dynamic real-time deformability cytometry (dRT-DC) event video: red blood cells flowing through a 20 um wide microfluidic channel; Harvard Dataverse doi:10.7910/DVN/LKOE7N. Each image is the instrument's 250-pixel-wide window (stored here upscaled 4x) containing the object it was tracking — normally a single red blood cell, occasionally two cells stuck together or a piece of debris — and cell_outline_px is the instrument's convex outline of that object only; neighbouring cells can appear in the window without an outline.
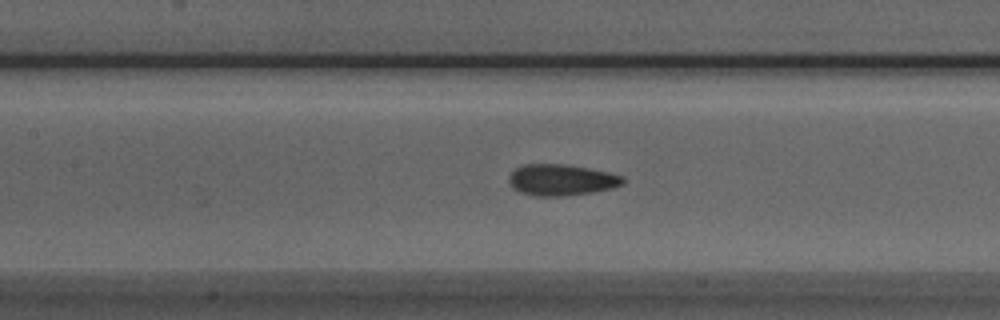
{"species": "Egyptian fruit bat (a non-hibernating species)", "species_latin": "Rousettus aegyptiacus", "temperature_condition": "room temperature", "stored_images_in_passage": 36, "camera_frame_rate_fps": 3000, "um_per_image_px": 0.085, "animal": {"sex": "male"}, "frame": {"image": 1, "passage_image": 16, "time_ms": 5.0, "image_size_px": [1000, 320], "cell_outline_px": [[624, 184], [612, 188], [592, 192], [560, 196], [536, 196], [520, 192], [512, 188], [508, 180], [508, 176], [516, 168], [524, 164], [564, 164], [588, 168], [608, 172], [624, 176]], "centroid_in_image_um": [47.7, 15.29], "position_along_channel_um": 159.7, "area_um2": 20.75}}
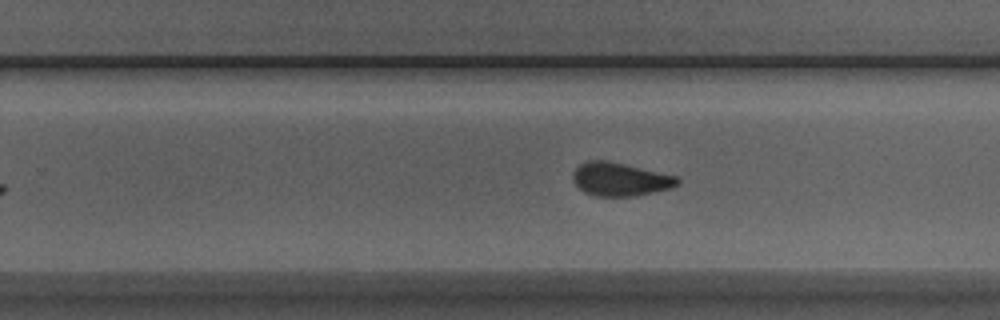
{"frame": {"image": 2, "passage_image": 25, "time_ms": 8.0, "image_size_px": [1000, 320], "cell_outline_px": [[680, 184], [672, 188], [636, 196], [596, 196], [584, 192], [572, 180], [572, 172], [580, 164], [588, 160], [604, 160], [680, 176]], "centroid_in_image_um": [52.74, 15.24], "position_along_channel_um": 277.1, "area_um2": 20.46}}
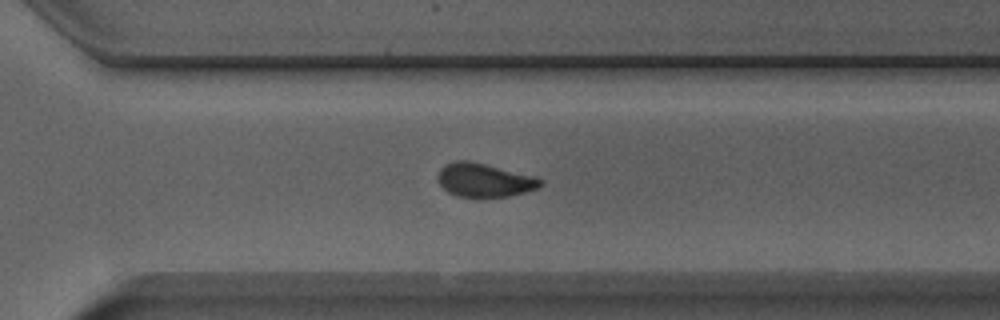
{"frame": {"image": 3, "passage_image": 29, "time_ms": 9.333, "image_size_px": [1000, 320], "cell_outline_px": [[544, 184], [540, 188], [508, 196], [484, 200], [476, 200], [456, 196], [448, 192], [440, 184], [436, 176], [440, 168], [444, 164], [456, 160], [468, 160], [536, 176], [544, 180]], "centroid_in_image_um": [41.17, 15.35], "position_along_channel_um": 329.4, "area_um2": 21.04}, "authors_computed_cell_mechanics": {"area_um2": 20.6924, "velocity_mm_per_s": 3.9309, "shape_relaxation_time_tau1_ms": 4.448, "shape_relaxation_time_tau2_ms": 1.3062, "deformation_change_tau1": 0.1205, "deformation_change_tau2": 0.0555}}